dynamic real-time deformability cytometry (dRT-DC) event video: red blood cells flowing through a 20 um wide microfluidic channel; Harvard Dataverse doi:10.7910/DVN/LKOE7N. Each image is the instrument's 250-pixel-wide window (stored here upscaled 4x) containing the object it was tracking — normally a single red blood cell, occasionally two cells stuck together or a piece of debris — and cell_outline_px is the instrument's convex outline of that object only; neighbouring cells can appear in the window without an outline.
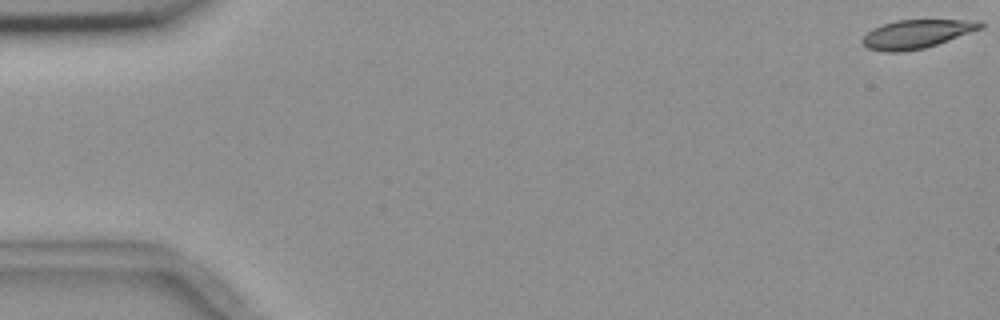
{"species": "common noctule bat (a hibernating species)", "species_latin": "Nyctalus noctula", "temperature_condition": "room temperature", "stored_images_in_passage": 6, "camera_frame_rate_fps": 3000, "um_per_image_px": 0.085, "animal": {"sex": "female", "body_mass_g": 18.4}, "frame": {"image": 1, "passage_image": 1, "time_ms": 0.0, "image_size_px": [1000, 320], "cell_outline_px": [[984, 28], [924, 48], [900, 52], [884, 52], [868, 48], [860, 40], [872, 28], [896, 20], [964, 20], [984, 24]], "centroid_in_image_um": [77.87, 2.9], "position_along_channel_um": 7.1, "area_um2": 19.36}}